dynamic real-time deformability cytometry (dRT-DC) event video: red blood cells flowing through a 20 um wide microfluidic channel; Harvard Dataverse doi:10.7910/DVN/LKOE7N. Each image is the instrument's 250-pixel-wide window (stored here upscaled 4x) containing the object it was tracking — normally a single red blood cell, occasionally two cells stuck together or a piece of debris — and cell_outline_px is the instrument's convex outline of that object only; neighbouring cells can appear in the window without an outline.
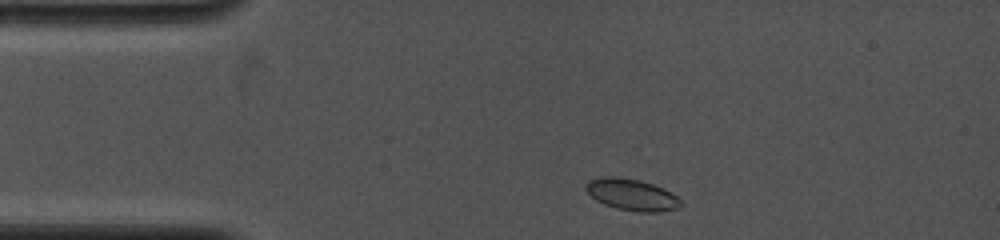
{"species": "common noctule bat (a hibernating species)", "species_latin": "Nyctalus noctula", "temperature_condition": "cold", "stored_images_in_passage": 41, "camera_frame_rate_fps": 4000, "um_per_image_px": 0.085, "animal": {"sex": "female", "body_mass_g": 19.0, "forearm_length_mm": 53.3}, "frame": {"image": 1, "passage_image": 2, "time_ms": 0.5, "image_size_px": [1000, 240], "cell_outline_px": [[684, 204], [676, 208], [660, 212], [640, 212], [616, 208], [604, 204], [596, 200], [584, 188], [588, 180], [600, 176], [616, 176], [640, 180], [652, 184], [672, 192]], "centroid_in_image_um": [53.69, 16.54], "position_along_channel_um": 31.3, "area_um2": 17.51}}
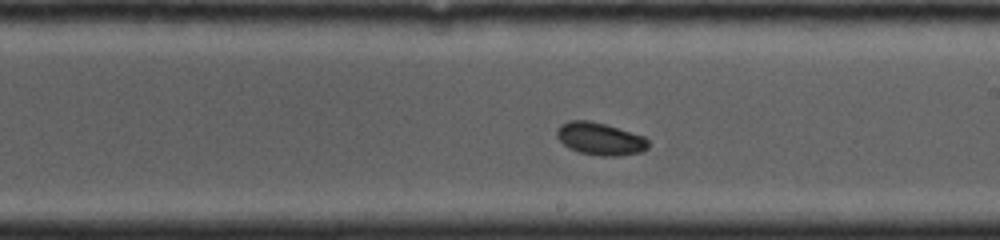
{"frame": {"image": 2, "passage_image": 19, "time_ms": 6.5, "image_size_px": [1000, 240], "cell_outline_px": [[648, 148], [640, 152], [620, 156], [600, 156], [580, 152], [568, 148], [556, 136], [556, 132], [560, 124], [568, 120], [588, 120], [604, 124], [644, 136], [648, 140]], "centroid_in_image_um": [50.99, 11.8], "position_along_channel_um": 238.0, "area_um2": 17.28}}
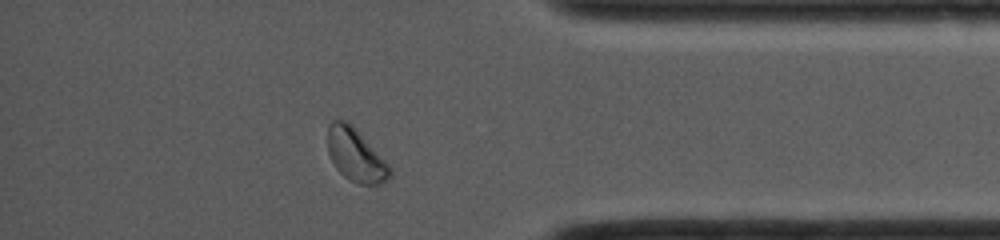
{"frame": {"image": 3, "passage_image": 36, "time_ms": 10.75, "image_size_px": [1000, 240], "cell_outline_px": [[392, 176], [388, 180], [380, 184], [360, 184], [348, 180], [336, 168], [328, 152], [328, 124], [332, 120], [348, 120], [356, 128], [392, 168]], "centroid_in_image_um": [30.25, 13.18], "position_along_channel_um": 405.0, "area_um2": 19.31}, "authors_computed_cell_mechanics": {"area_um2": 17.2822, "velocity_mm_per_s": 4.1363, "shape_relaxation_time_tau1_ms": 3.9117, "shape_relaxation_time_tau2_ms": null, "deformation_change_tau1": 0.0785, "deformation_change_tau2": null}}